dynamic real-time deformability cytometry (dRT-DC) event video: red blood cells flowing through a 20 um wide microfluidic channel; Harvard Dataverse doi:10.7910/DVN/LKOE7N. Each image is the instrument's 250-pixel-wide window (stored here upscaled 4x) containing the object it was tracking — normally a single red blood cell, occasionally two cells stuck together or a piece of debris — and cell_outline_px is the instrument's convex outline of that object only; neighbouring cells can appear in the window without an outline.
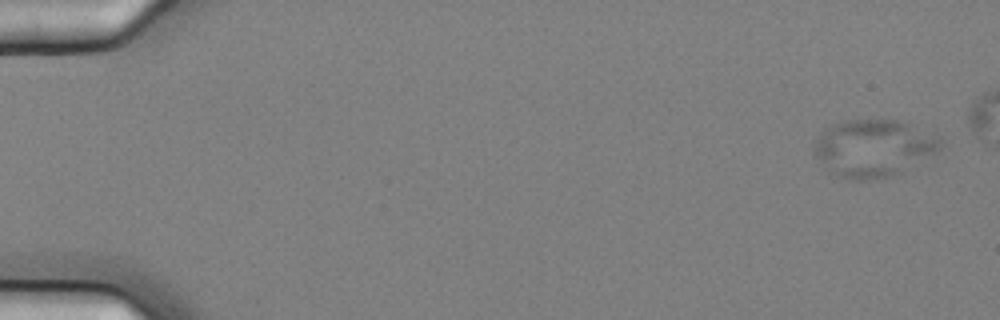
{"species": "common noctule bat (a hibernating species)", "species_latin": "Nyctalus noctula", "temperature_condition": "cold", "stored_images_in_passage": 8, "camera_frame_rate_fps": 3000, "um_per_image_px": 0.085, "animal": {"sex": "female", "body_mass_g": 25.1}, "frame": {"image": 1, "passage_image": 1, "time_ms": 0.0, "image_size_px": [1000, 320], "cell_outline_px": [[944, 144], [936, 152], [892, 176], [876, 180], [848, 180], [836, 176], [828, 172], [812, 152], [816, 136], [824, 128], [832, 124], [844, 120], [872, 116], [900, 120], [936, 132], [944, 140]], "centroid_in_image_um": [74.23, 12.53], "position_along_channel_um": 10.8, "area_um2": 43.87}}
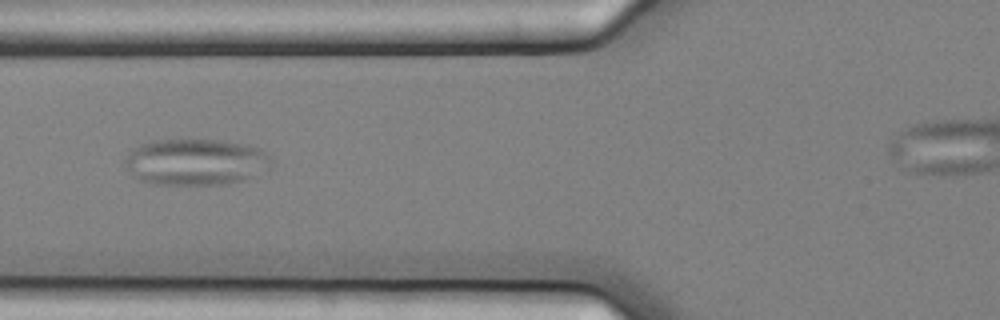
{"frame": {"image": 2, "passage_image": 7, "time_ms": 2.0, "image_size_px": [1000, 320], "cell_outline_px": [[272, 168], [248, 180], [228, 184], [152, 184], [140, 180], [128, 168], [124, 160], [128, 152], [132, 148], [148, 140], [216, 140], [240, 144], [260, 148], [268, 152], [272, 160]], "centroid_in_image_um": [16.69, 13.77], "position_along_channel_um": 109.1, "area_um2": 39.94}}